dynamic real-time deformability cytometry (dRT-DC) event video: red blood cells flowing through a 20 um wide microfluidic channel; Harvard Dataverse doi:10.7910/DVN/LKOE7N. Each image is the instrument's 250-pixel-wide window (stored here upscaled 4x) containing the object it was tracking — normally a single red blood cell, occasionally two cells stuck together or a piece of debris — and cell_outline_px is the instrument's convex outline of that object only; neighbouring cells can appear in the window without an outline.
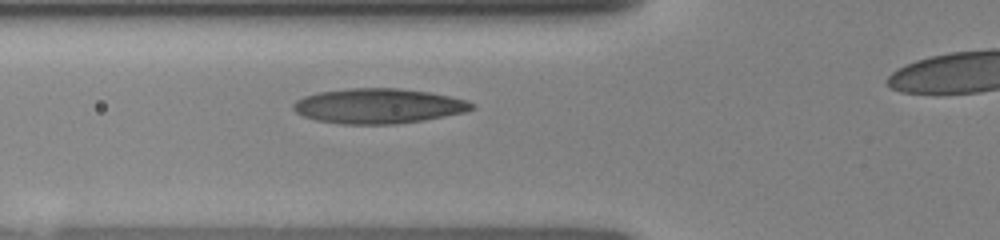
{"species": "human", "species_latin": "Homo sapiens", "temperature_condition": "room temperature", "stored_images_in_passage": 15, "camera_frame_rate_fps": 3000, "um_per_image_px": 0.085, "donor": {"sex": "female"}, "frame": {"image": 1, "passage_image": 13, "time_ms": 2.667, "image_size_px": [1000, 240], "cell_outline_px": [[476, 108], [464, 112], [424, 120], [396, 124], [340, 124], [316, 120], [304, 116], [296, 112], [292, 108], [292, 104], [296, 100], [304, 96], [320, 92], [348, 88], [396, 88], [428, 92], [468, 100], [476, 104]], "centroid_in_image_um": [32.17, 9.01], "position_along_channel_um": 93.6, "area_um2": 36.41}}